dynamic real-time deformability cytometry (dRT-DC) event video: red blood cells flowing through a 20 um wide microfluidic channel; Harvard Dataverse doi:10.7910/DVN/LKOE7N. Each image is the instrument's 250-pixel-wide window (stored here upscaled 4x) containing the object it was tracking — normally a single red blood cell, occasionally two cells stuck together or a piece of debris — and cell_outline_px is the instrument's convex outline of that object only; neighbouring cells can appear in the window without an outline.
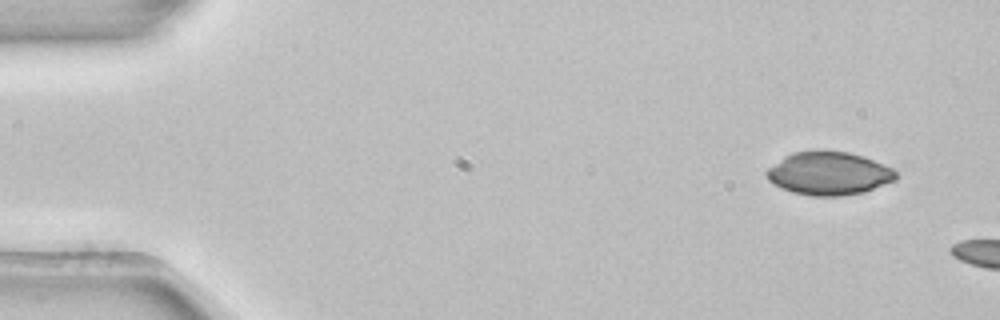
{"species": "common noctule bat (a hibernating species)", "species_latin": "Nyctalus noctula", "temperature_condition": "room temperature", "stored_images_in_passage": 3, "camera_frame_rate_fps": 3000, "um_per_image_px": 0.085, "animal": {"sex": "female", "body_mass_g": 22.7, "forearm_length_mm": 54.2}, "frame": {"image": 1, "passage_image": 1, "time_ms": 0.0, "image_size_px": [1000, 320], "cell_outline_px": [[896, 180], [864, 192], [840, 196], [812, 196], [792, 192], [780, 188], [772, 184], [768, 180], [764, 172], [768, 168], [784, 156], [792, 152], [848, 152], [884, 164], [892, 168], [896, 172]], "centroid_in_image_um": [70.42, 14.77], "position_along_channel_um": 14.6, "area_um2": 32.25}}